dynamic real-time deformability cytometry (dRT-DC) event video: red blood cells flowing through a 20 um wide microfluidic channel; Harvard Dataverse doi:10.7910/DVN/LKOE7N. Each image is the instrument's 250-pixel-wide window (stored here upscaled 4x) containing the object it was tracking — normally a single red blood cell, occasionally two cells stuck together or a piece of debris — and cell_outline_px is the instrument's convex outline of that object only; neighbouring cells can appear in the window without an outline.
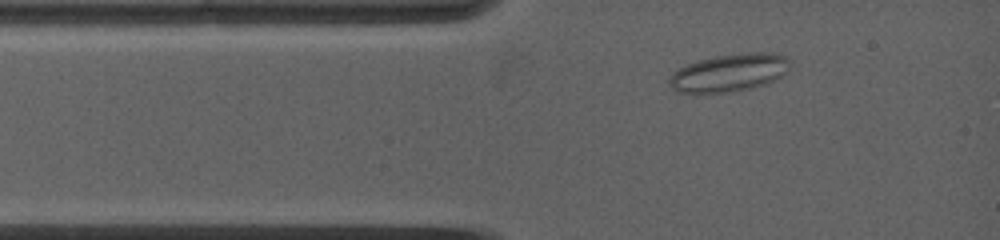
{"species": "common noctule bat (a hibernating species)", "species_latin": "Nyctalus noctula", "temperature_condition": "warm", "stored_images_in_passage": 3, "camera_frame_rate_fps": 5000, "um_per_image_px": 0.085, "animal": {"sex": "female", "body_mass_g": 19.0, "forearm_length_mm": 53.3}, "frame": {"image": 1, "passage_image": 2, "time_ms": 1.2, "image_size_px": [1000, 240], "cell_outline_px": [[788, 72], [764, 84], [752, 88], [732, 92], [676, 92], [668, 84], [668, 80], [672, 72], [688, 64], [700, 60], [716, 56], [748, 52], [776, 52], [788, 56]], "centroid_in_image_um": [62.0, 6.17], "position_along_channel_um": 23.0, "area_um2": 26.47}}